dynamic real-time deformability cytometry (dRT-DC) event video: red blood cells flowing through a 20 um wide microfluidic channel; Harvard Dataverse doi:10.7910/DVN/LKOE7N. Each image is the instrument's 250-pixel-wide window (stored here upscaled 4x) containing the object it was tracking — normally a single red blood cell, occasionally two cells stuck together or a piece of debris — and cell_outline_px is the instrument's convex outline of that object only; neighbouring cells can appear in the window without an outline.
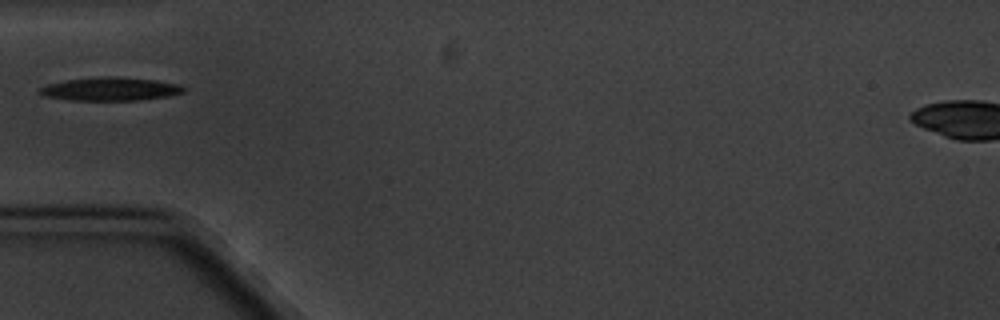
{"species": "common noctule bat (a hibernating species)", "species_latin": "Nyctalus noctula", "temperature_condition": "cold", "stored_images_in_passage": 1, "camera_frame_rate_fps": 3000, "um_per_image_px": 0.085, "animal": {"sex": "male", "body_mass_g": 20.1, "forearm_length_mm": 53.5}, "frame": {"image": 1, "passage_image": 1, "time_ms": 0.0, "image_size_px": [1000, 320], "cell_outline_px": [[184, 92], [168, 96], [140, 100], [72, 100], [48, 96], [36, 92], [40, 88], [48, 84], [68, 80], [108, 76], [116, 76], [156, 80], [180, 84], [184, 88]], "centroid_in_image_um": [9.42, 7.56], "position_along_channel_um": 75.6, "area_um2": 19.36}}